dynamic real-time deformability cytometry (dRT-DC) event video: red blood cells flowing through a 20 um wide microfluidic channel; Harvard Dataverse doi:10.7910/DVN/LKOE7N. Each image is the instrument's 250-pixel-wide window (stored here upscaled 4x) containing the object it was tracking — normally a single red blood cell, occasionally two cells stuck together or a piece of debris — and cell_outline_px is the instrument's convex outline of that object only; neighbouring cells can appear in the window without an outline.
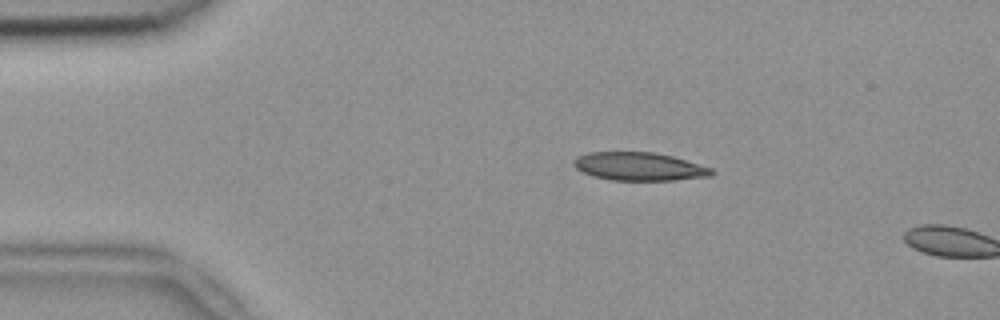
{"species": "common noctule bat (a hibernating species)", "species_latin": "Nyctalus noctula", "temperature_condition": "room temperature", "stored_images_in_passage": 3, "camera_frame_rate_fps": 3000, "um_per_image_px": 0.085, "animal": {"sex": "female", "body_mass_g": 18.4}, "frame": {"image": 1, "passage_image": 2, "time_ms": 0.333, "image_size_px": [1000, 320], "cell_outline_px": [[716, 172], [712, 176], [676, 180], [612, 180], [592, 176], [576, 168], [572, 164], [572, 160], [588, 152], [656, 152], [672, 156], [712, 168]], "centroid_in_image_um": [54.35, 14.15], "position_along_channel_um": 30.7, "area_um2": 22.72}}